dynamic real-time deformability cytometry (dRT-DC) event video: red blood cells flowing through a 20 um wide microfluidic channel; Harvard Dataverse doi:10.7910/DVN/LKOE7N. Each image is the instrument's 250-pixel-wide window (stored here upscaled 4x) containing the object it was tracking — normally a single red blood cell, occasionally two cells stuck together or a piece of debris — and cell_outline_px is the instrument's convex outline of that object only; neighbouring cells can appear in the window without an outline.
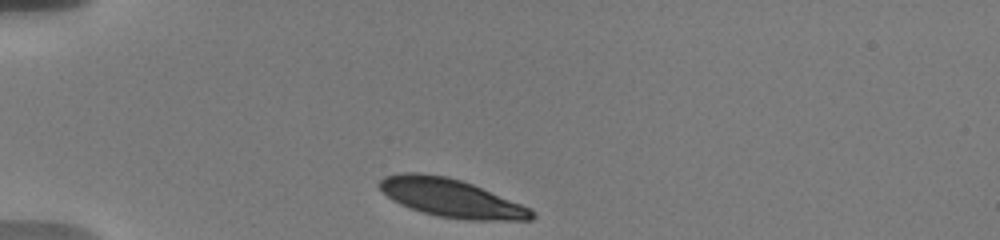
{"species": "human", "species_latin": "Homo sapiens", "temperature_condition": "warm", "stored_images_in_passage": 16, "camera_frame_rate_fps": 3000, "um_per_image_px": 0.085, "donor": {"sex": "male"}, "frame": {"image": 1, "passage_image": 1, "time_ms": 0.0, "image_size_px": [1000, 240], "cell_outline_px": [[536, 216], [532, 220], [468, 220], [440, 216], [424, 212], [400, 204], [392, 200], [376, 184], [384, 176], [400, 172], [420, 172], [448, 176], [472, 184], [532, 208]], "centroid_in_image_um": [38.35, 16.81], "position_along_channel_um": 46.6, "area_um2": 33.93}}
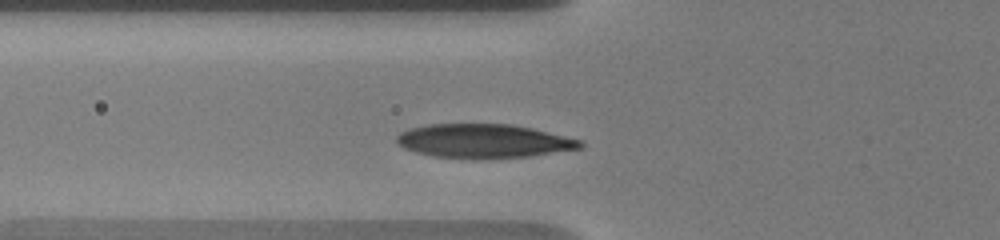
{"frame": {"image": 2, "passage_image": 9, "time_ms": 2.0, "image_size_px": [1000, 240], "cell_outline_px": [[584, 148], [532, 156], [432, 156], [416, 152], [404, 148], [396, 140], [396, 136], [400, 132], [408, 128], [428, 124], [512, 124], [532, 128], [580, 140], [584, 144]], "centroid_in_image_um": [41.12, 11.95], "position_along_channel_um": 84.7, "area_um2": 35.32}}
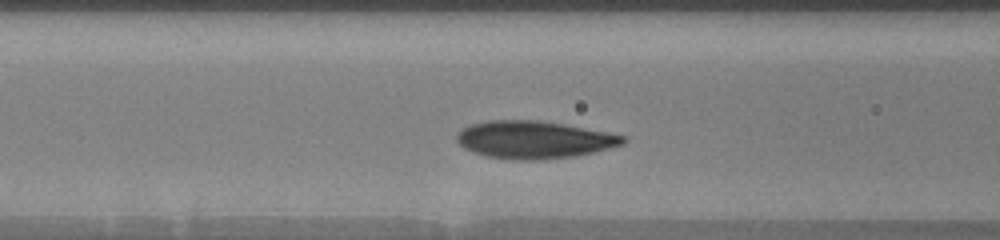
{"frame": {"image": 3, "passage_image": 14, "time_ms": 3.0, "image_size_px": [1000, 240], "cell_outline_px": [[628, 140], [624, 144], [576, 156], [540, 160], [512, 160], [488, 156], [464, 148], [456, 140], [456, 136], [464, 128], [472, 124], [488, 120], [536, 120], [608, 132], [628, 136]], "centroid_in_image_um": [45.42, 11.88], "position_along_channel_um": 121.2, "area_um2": 36.13}}